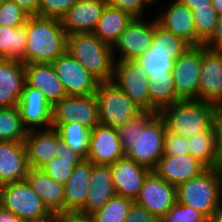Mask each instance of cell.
I'll return each instance as SVG.
<instances>
[{"instance_id":"1","label":"cell","mask_w":222,"mask_h":222,"mask_svg":"<svg viewBox=\"0 0 222 222\" xmlns=\"http://www.w3.org/2000/svg\"><path fill=\"white\" fill-rule=\"evenodd\" d=\"M125 156L154 170L164 155L166 127L158 112L142 111L118 128Z\"/></svg>"},{"instance_id":"2","label":"cell","mask_w":222,"mask_h":222,"mask_svg":"<svg viewBox=\"0 0 222 222\" xmlns=\"http://www.w3.org/2000/svg\"><path fill=\"white\" fill-rule=\"evenodd\" d=\"M25 26L26 64L52 63L66 52L68 34L60 19L30 15Z\"/></svg>"},{"instance_id":"3","label":"cell","mask_w":222,"mask_h":222,"mask_svg":"<svg viewBox=\"0 0 222 222\" xmlns=\"http://www.w3.org/2000/svg\"><path fill=\"white\" fill-rule=\"evenodd\" d=\"M66 51L100 83L113 80L115 68L113 48L102 42L94 33L68 35Z\"/></svg>"},{"instance_id":"4","label":"cell","mask_w":222,"mask_h":222,"mask_svg":"<svg viewBox=\"0 0 222 222\" xmlns=\"http://www.w3.org/2000/svg\"><path fill=\"white\" fill-rule=\"evenodd\" d=\"M216 104L202 100H179L161 109L158 114L166 130L191 138L212 125Z\"/></svg>"},{"instance_id":"5","label":"cell","mask_w":222,"mask_h":222,"mask_svg":"<svg viewBox=\"0 0 222 222\" xmlns=\"http://www.w3.org/2000/svg\"><path fill=\"white\" fill-rule=\"evenodd\" d=\"M177 201L202 212L209 220L222 203V168H208L176 187Z\"/></svg>"},{"instance_id":"6","label":"cell","mask_w":222,"mask_h":222,"mask_svg":"<svg viewBox=\"0 0 222 222\" xmlns=\"http://www.w3.org/2000/svg\"><path fill=\"white\" fill-rule=\"evenodd\" d=\"M0 205L24 222H49L53 218V214L27 180L1 186Z\"/></svg>"},{"instance_id":"7","label":"cell","mask_w":222,"mask_h":222,"mask_svg":"<svg viewBox=\"0 0 222 222\" xmlns=\"http://www.w3.org/2000/svg\"><path fill=\"white\" fill-rule=\"evenodd\" d=\"M95 94L100 124L118 129L143 111L113 81L99 83Z\"/></svg>"},{"instance_id":"8","label":"cell","mask_w":222,"mask_h":222,"mask_svg":"<svg viewBox=\"0 0 222 222\" xmlns=\"http://www.w3.org/2000/svg\"><path fill=\"white\" fill-rule=\"evenodd\" d=\"M78 122L93 129L100 124L96 94L67 95L52 105V123Z\"/></svg>"},{"instance_id":"9","label":"cell","mask_w":222,"mask_h":222,"mask_svg":"<svg viewBox=\"0 0 222 222\" xmlns=\"http://www.w3.org/2000/svg\"><path fill=\"white\" fill-rule=\"evenodd\" d=\"M201 45L190 46L174 61L172 69L177 101L198 100Z\"/></svg>"},{"instance_id":"10","label":"cell","mask_w":222,"mask_h":222,"mask_svg":"<svg viewBox=\"0 0 222 222\" xmlns=\"http://www.w3.org/2000/svg\"><path fill=\"white\" fill-rule=\"evenodd\" d=\"M112 81L143 111H150L149 77L135 60L115 61Z\"/></svg>"},{"instance_id":"11","label":"cell","mask_w":222,"mask_h":222,"mask_svg":"<svg viewBox=\"0 0 222 222\" xmlns=\"http://www.w3.org/2000/svg\"><path fill=\"white\" fill-rule=\"evenodd\" d=\"M67 95L95 94L99 81L67 51L52 62Z\"/></svg>"},{"instance_id":"12","label":"cell","mask_w":222,"mask_h":222,"mask_svg":"<svg viewBox=\"0 0 222 222\" xmlns=\"http://www.w3.org/2000/svg\"><path fill=\"white\" fill-rule=\"evenodd\" d=\"M153 35L154 20L134 18L112 47L114 56L117 51L120 54L115 61L136 60L150 48Z\"/></svg>"},{"instance_id":"13","label":"cell","mask_w":222,"mask_h":222,"mask_svg":"<svg viewBox=\"0 0 222 222\" xmlns=\"http://www.w3.org/2000/svg\"><path fill=\"white\" fill-rule=\"evenodd\" d=\"M198 100L222 105V50L201 45Z\"/></svg>"},{"instance_id":"14","label":"cell","mask_w":222,"mask_h":222,"mask_svg":"<svg viewBox=\"0 0 222 222\" xmlns=\"http://www.w3.org/2000/svg\"><path fill=\"white\" fill-rule=\"evenodd\" d=\"M176 201V187L152 171L134 202L161 218Z\"/></svg>"},{"instance_id":"15","label":"cell","mask_w":222,"mask_h":222,"mask_svg":"<svg viewBox=\"0 0 222 222\" xmlns=\"http://www.w3.org/2000/svg\"><path fill=\"white\" fill-rule=\"evenodd\" d=\"M21 121L27 131L52 128V104L47 101L42 91L25 83L18 102ZM39 126V127H38Z\"/></svg>"},{"instance_id":"16","label":"cell","mask_w":222,"mask_h":222,"mask_svg":"<svg viewBox=\"0 0 222 222\" xmlns=\"http://www.w3.org/2000/svg\"><path fill=\"white\" fill-rule=\"evenodd\" d=\"M123 157L125 150L118 129L103 124L96 125L91 130L87 160L96 165H112Z\"/></svg>"},{"instance_id":"17","label":"cell","mask_w":222,"mask_h":222,"mask_svg":"<svg viewBox=\"0 0 222 222\" xmlns=\"http://www.w3.org/2000/svg\"><path fill=\"white\" fill-rule=\"evenodd\" d=\"M110 168L116 195L133 201L139 195L146 177L152 172L149 168L136 163L126 156L118 159L110 165Z\"/></svg>"},{"instance_id":"18","label":"cell","mask_w":222,"mask_h":222,"mask_svg":"<svg viewBox=\"0 0 222 222\" xmlns=\"http://www.w3.org/2000/svg\"><path fill=\"white\" fill-rule=\"evenodd\" d=\"M105 0H78L60 19L68 35L93 33L101 18Z\"/></svg>"},{"instance_id":"19","label":"cell","mask_w":222,"mask_h":222,"mask_svg":"<svg viewBox=\"0 0 222 222\" xmlns=\"http://www.w3.org/2000/svg\"><path fill=\"white\" fill-rule=\"evenodd\" d=\"M208 167L190 154L163 155L153 170L159 177L175 187L205 172Z\"/></svg>"},{"instance_id":"20","label":"cell","mask_w":222,"mask_h":222,"mask_svg":"<svg viewBox=\"0 0 222 222\" xmlns=\"http://www.w3.org/2000/svg\"><path fill=\"white\" fill-rule=\"evenodd\" d=\"M29 169L24 142L0 141V187L26 180Z\"/></svg>"},{"instance_id":"21","label":"cell","mask_w":222,"mask_h":222,"mask_svg":"<svg viewBox=\"0 0 222 222\" xmlns=\"http://www.w3.org/2000/svg\"><path fill=\"white\" fill-rule=\"evenodd\" d=\"M116 195L110 165L93 164L85 205L78 211L91 215Z\"/></svg>"},{"instance_id":"22","label":"cell","mask_w":222,"mask_h":222,"mask_svg":"<svg viewBox=\"0 0 222 222\" xmlns=\"http://www.w3.org/2000/svg\"><path fill=\"white\" fill-rule=\"evenodd\" d=\"M26 83L39 91L52 105L67 96L52 63L25 64Z\"/></svg>"},{"instance_id":"23","label":"cell","mask_w":222,"mask_h":222,"mask_svg":"<svg viewBox=\"0 0 222 222\" xmlns=\"http://www.w3.org/2000/svg\"><path fill=\"white\" fill-rule=\"evenodd\" d=\"M167 7L163 13L156 17L157 24L164 30L184 39L191 46H196V31L192 10L178 0H173Z\"/></svg>"},{"instance_id":"24","label":"cell","mask_w":222,"mask_h":222,"mask_svg":"<svg viewBox=\"0 0 222 222\" xmlns=\"http://www.w3.org/2000/svg\"><path fill=\"white\" fill-rule=\"evenodd\" d=\"M25 83V64L0 58V107L18 105Z\"/></svg>"},{"instance_id":"25","label":"cell","mask_w":222,"mask_h":222,"mask_svg":"<svg viewBox=\"0 0 222 222\" xmlns=\"http://www.w3.org/2000/svg\"><path fill=\"white\" fill-rule=\"evenodd\" d=\"M24 145L29 166L41 169L55 157L58 150L57 131L53 128L27 131Z\"/></svg>"},{"instance_id":"26","label":"cell","mask_w":222,"mask_h":222,"mask_svg":"<svg viewBox=\"0 0 222 222\" xmlns=\"http://www.w3.org/2000/svg\"><path fill=\"white\" fill-rule=\"evenodd\" d=\"M93 163L87 159L73 168L64 185V212H78L86 202Z\"/></svg>"},{"instance_id":"27","label":"cell","mask_w":222,"mask_h":222,"mask_svg":"<svg viewBox=\"0 0 222 222\" xmlns=\"http://www.w3.org/2000/svg\"><path fill=\"white\" fill-rule=\"evenodd\" d=\"M26 180L52 214L64 212V185L51 179L42 169L31 167Z\"/></svg>"},{"instance_id":"28","label":"cell","mask_w":222,"mask_h":222,"mask_svg":"<svg viewBox=\"0 0 222 222\" xmlns=\"http://www.w3.org/2000/svg\"><path fill=\"white\" fill-rule=\"evenodd\" d=\"M133 19L125 10L106 5L93 33L102 42L113 47Z\"/></svg>"},{"instance_id":"29","label":"cell","mask_w":222,"mask_h":222,"mask_svg":"<svg viewBox=\"0 0 222 222\" xmlns=\"http://www.w3.org/2000/svg\"><path fill=\"white\" fill-rule=\"evenodd\" d=\"M57 152L55 157L41 169L54 181L65 185L70 178L73 168L85 160L80 154L73 152L64 143L57 132Z\"/></svg>"},{"instance_id":"30","label":"cell","mask_w":222,"mask_h":222,"mask_svg":"<svg viewBox=\"0 0 222 222\" xmlns=\"http://www.w3.org/2000/svg\"><path fill=\"white\" fill-rule=\"evenodd\" d=\"M183 53L151 52V47L135 61L143 68L149 81L173 79L174 61Z\"/></svg>"},{"instance_id":"31","label":"cell","mask_w":222,"mask_h":222,"mask_svg":"<svg viewBox=\"0 0 222 222\" xmlns=\"http://www.w3.org/2000/svg\"><path fill=\"white\" fill-rule=\"evenodd\" d=\"M26 26L0 25V58L18 60L26 64Z\"/></svg>"},{"instance_id":"32","label":"cell","mask_w":222,"mask_h":222,"mask_svg":"<svg viewBox=\"0 0 222 222\" xmlns=\"http://www.w3.org/2000/svg\"><path fill=\"white\" fill-rule=\"evenodd\" d=\"M52 128L58 132L67 147L87 159L91 129L80 125L78 122L52 123Z\"/></svg>"},{"instance_id":"33","label":"cell","mask_w":222,"mask_h":222,"mask_svg":"<svg viewBox=\"0 0 222 222\" xmlns=\"http://www.w3.org/2000/svg\"><path fill=\"white\" fill-rule=\"evenodd\" d=\"M188 143V151L192 157L200 160L208 168L220 167L212 125L206 131L188 138Z\"/></svg>"},{"instance_id":"34","label":"cell","mask_w":222,"mask_h":222,"mask_svg":"<svg viewBox=\"0 0 222 222\" xmlns=\"http://www.w3.org/2000/svg\"><path fill=\"white\" fill-rule=\"evenodd\" d=\"M26 134L18 106L0 107V141L24 142Z\"/></svg>"},{"instance_id":"35","label":"cell","mask_w":222,"mask_h":222,"mask_svg":"<svg viewBox=\"0 0 222 222\" xmlns=\"http://www.w3.org/2000/svg\"><path fill=\"white\" fill-rule=\"evenodd\" d=\"M150 111L159 112L161 109L177 102V94L173 79H162L157 82L149 81Z\"/></svg>"},{"instance_id":"36","label":"cell","mask_w":222,"mask_h":222,"mask_svg":"<svg viewBox=\"0 0 222 222\" xmlns=\"http://www.w3.org/2000/svg\"><path fill=\"white\" fill-rule=\"evenodd\" d=\"M196 31V46L204 44L214 33L219 14L212 6H202L192 9Z\"/></svg>"},{"instance_id":"37","label":"cell","mask_w":222,"mask_h":222,"mask_svg":"<svg viewBox=\"0 0 222 222\" xmlns=\"http://www.w3.org/2000/svg\"><path fill=\"white\" fill-rule=\"evenodd\" d=\"M134 201L123 196H113L101 209L91 214L93 222H124Z\"/></svg>"},{"instance_id":"38","label":"cell","mask_w":222,"mask_h":222,"mask_svg":"<svg viewBox=\"0 0 222 222\" xmlns=\"http://www.w3.org/2000/svg\"><path fill=\"white\" fill-rule=\"evenodd\" d=\"M191 45L184 39L164 30L154 18V35L151 52L184 53Z\"/></svg>"},{"instance_id":"39","label":"cell","mask_w":222,"mask_h":222,"mask_svg":"<svg viewBox=\"0 0 222 222\" xmlns=\"http://www.w3.org/2000/svg\"><path fill=\"white\" fill-rule=\"evenodd\" d=\"M160 222H209V219L202 212L176 201Z\"/></svg>"},{"instance_id":"40","label":"cell","mask_w":222,"mask_h":222,"mask_svg":"<svg viewBox=\"0 0 222 222\" xmlns=\"http://www.w3.org/2000/svg\"><path fill=\"white\" fill-rule=\"evenodd\" d=\"M30 14L11 0L0 4V25L18 27L25 25Z\"/></svg>"},{"instance_id":"41","label":"cell","mask_w":222,"mask_h":222,"mask_svg":"<svg viewBox=\"0 0 222 222\" xmlns=\"http://www.w3.org/2000/svg\"><path fill=\"white\" fill-rule=\"evenodd\" d=\"M78 0H40L37 16L57 18L61 17L77 2Z\"/></svg>"},{"instance_id":"42","label":"cell","mask_w":222,"mask_h":222,"mask_svg":"<svg viewBox=\"0 0 222 222\" xmlns=\"http://www.w3.org/2000/svg\"><path fill=\"white\" fill-rule=\"evenodd\" d=\"M188 138L166 130L164 135V155L183 156L189 154Z\"/></svg>"},{"instance_id":"43","label":"cell","mask_w":222,"mask_h":222,"mask_svg":"<svg viewBox=\"0 0 222 222\" xmlns=\"http://www.w3.org/2000/svg\"><path fill=\"white\" fill-rule=\"evenodd\" d=\"M158 0H105L107 6L125 10L134 18H143L144 5H152Z\"/></svg>"},{"instance_id":"44","label":"cell","mask_w":222,"mask_h":222,"mask_svg":"<svg viewBox=\"0 0 222 222\" xmlns=\"http://www.w3.org/2000/svg\"><path fill=\"white\" fill-rule=\"evenodd\" d=\"M124 222H160V218L133 202Z\"/></svg>"},{"instance_id":"45","label":"cell","mask_w":222,"mask_h":222,"mask_svg":"<svg viewBox=\"0 0 222 222\" xmlns=\"http://www.w3.org/2000/svg\"><path fill=\"white\" fill-rule=\"evenodd\" d=\"M216 150L222 168V105H216L212 118Z\"/></svg>"},{"instance_id":"46","label":"cell","mask_w":222,"mask_h":222,"mask_svg":"<svg viewBox=\"0 0 222 222\" xmlns=\"http://www.w3.org/2000/svg\"><path fill=\"white\" fill-rule=\"evenodd\" d=\"M53 222H93L91 215L79 212H62L53 214Z\"/></svg>"},{"instance_id":"47","label":"cell","mask_w":222,"mask_h":222,"mask_svg":"<svg viewBox=\"0 0 222 222\" xmlns=\"http://www.w3.org/2000/svg\"><path fill=\"white\" fill-rule=\"evenodd\" d=\"M203 45L209 49L222 50V14L219 15L214 33Z\"/></svg>"},{"instance_id":"48","label":"cell","mask_w":222,"mask_h":222,"mask_svg":"<svg viewBox=\"0 0 222 222\" xmlns=\"http://www.w3.org/2000/svg\"><path fill=\"white\" fill-rule=\"evenodd\" d=\"M20 5L30 15H36L40 5V0H11Z\"/></svg>"},{"instance_id":"49","label":"cell","mask_w":222,"mask_h":222,"mask_svg":"<svg viewBox=\"0 0 222 222\" xmlns=\"http://www.w3.org/2000/svg\"><path fill=\"white\" fill-rule=\"evenodd\" d=\"M0 222H24L16 214L0 205Z\"/></svg>"},{"instance_id":"50","label":"cell","mask_w":222,"mask_h":222,"mask_svg":"<svg viewBox=\"0 0 222 222\" xmlns=\"http://www.w3.org/2000/svg\"><path fill=\"white\" fill-rule=\"evenodd\" d=\"M189 9H195L202 6H211V0H178Z\"/></svg>"},{"instance_id":"51","label":"cell","mask_w":222,"mask_h":222,"mask_svg":"<svg viewBox=\"0 0 222 222\" xmlns=\"http://www.w3.org/2000/svg\"><path fill=\"white\" fill-rule=\"evenodd\" d=\"M209 222H222V203L214 211Z\"/></svg>"},{"instance_id":"52","label":"cell","mask_w":222,"mask_h":222,"mask_svg":"<svg viewBox=\"0 0 222 222\" xmlns=\"http://www.w3.org/2000/svg\"><path fill=\"white\" fill-rule=\"evenodd\" d=\"M211 6L219 15L222 14V0H211Z\"/></svg>"},{"instance_id":"53","label":"cell","mask_w":222,"mask_h":222,"mask_svg":"<svg viewBox=\"0 0 222 222\" xmlns=\"http://www.w3.org/2000/svg\"><path fill=\"white\" fill-rule=\"evenodd\" d=\"M4 1H8V0H0V4L3 3Z\"/></svg>"}]
</instances>
